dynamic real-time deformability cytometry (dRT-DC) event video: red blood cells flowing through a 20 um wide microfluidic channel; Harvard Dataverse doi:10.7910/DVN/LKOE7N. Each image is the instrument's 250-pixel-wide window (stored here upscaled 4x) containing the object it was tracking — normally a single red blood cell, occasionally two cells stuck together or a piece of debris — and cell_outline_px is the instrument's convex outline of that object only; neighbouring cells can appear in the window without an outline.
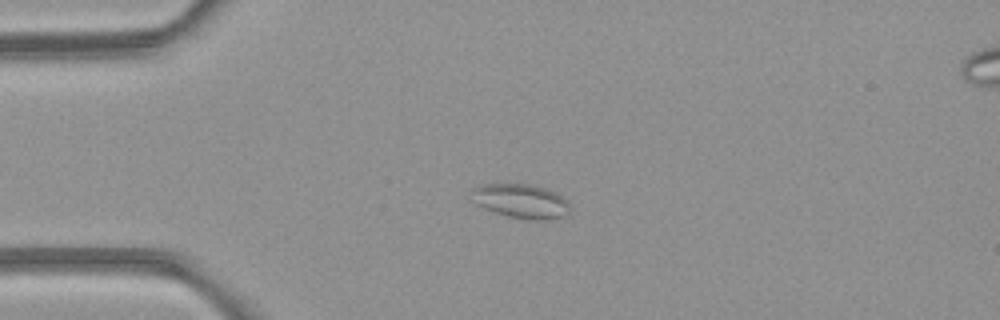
{"species": "common noctule bat (a hibernating species)", "species_latin": "Nyctalus noctula", "temperature_condition": "room temperature", "stored_images_in_passage": 5, "camera_frame_rate_fps": 3000, "um_per_image_px": 0.085, "animal": {"sex": "female", "body_mass_g": 21.9}, "frame": {"image": 1, "passage_image": 4, "time_ms": 3.333, "image_size_px": [1000, 320], "cell_outline_px": [[572, 208], [564, 216], [544, 220], [528, 220], [508, 216], [484, 208], [476, 204], [472, 200], [468, 192], [472, 188], [484, 184], [528, 184], [544, 188], [556, 192], [568, 200]], "centroid_in_image_um": [44.28, 17.09], "position_along_channel_um": 40.7, "area_um2": 19.88}}